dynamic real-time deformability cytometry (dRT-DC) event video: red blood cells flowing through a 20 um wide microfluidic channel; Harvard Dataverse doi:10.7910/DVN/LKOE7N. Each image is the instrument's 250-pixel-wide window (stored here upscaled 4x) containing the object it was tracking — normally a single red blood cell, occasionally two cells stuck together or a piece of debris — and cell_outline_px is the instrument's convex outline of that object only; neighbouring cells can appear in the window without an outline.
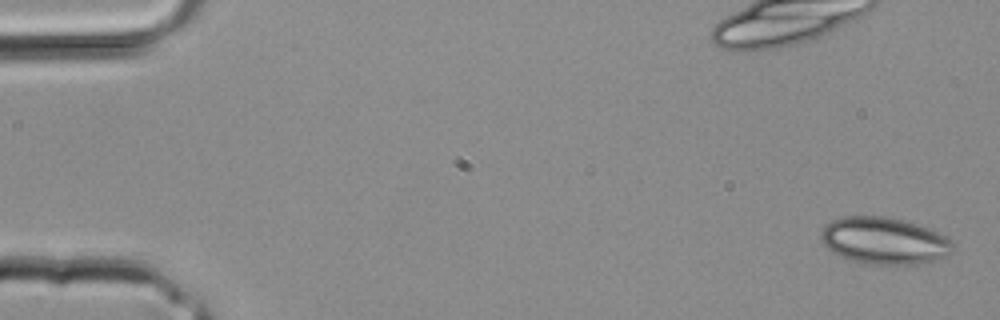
{"species": "common noctule bat (a hibernating species)", "species_latin": "Nyctalus noctula", "temperature_condition": "room temperature", "stored_images_in_passage": 35, "camera_frame_rate_fps": 3000, "um_per_image_px": 0.085, "animal": {"sex": "male", "body_mass_g": 20.4}, "frame": {"image": 1, "passage_image": 1, "time_ms": 0.0, "image_size_px": [1000, 320], "cell_outline_px": [[952, 252], [948, 256], [936, 260], [916, 264], [868, 264], [852, 260], [840, 256], [832, 252], [820, 240], [820, 232], [824, 224], [832, 220], [844, 216], [884, 216], [904, 220], [928, 228], [952, 240]], "centroid_in_image_um": [75.13, 20.46], "position_along_channel_um": 9.9, "area_um2": 36.13}}
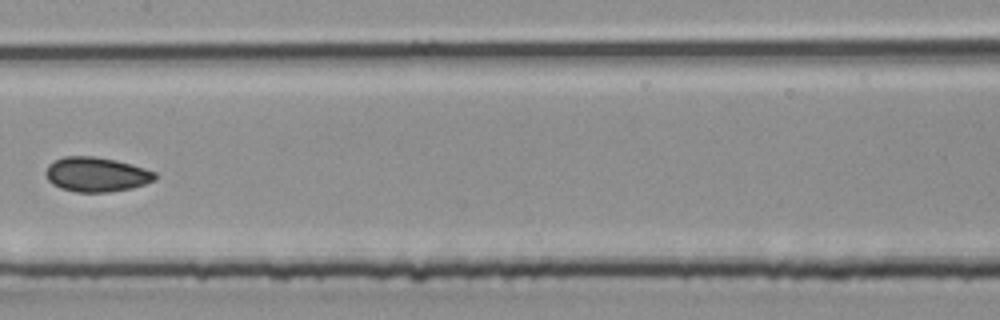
{"frame": {"image": 2, "passage_image": 18, "time_ms": 5.667, "image_size_px": [1000, 320], "cell_outline_px": [[156, 180], [132, 188], [108, 192], [76, 192], [60, 188], [52, 184], [48, 180], [44, 172], [48, 164], [64, 156], [92, 156], [116, 160], [144, 168], [156, 172]], "centroid_in_image_um": [8.17, 14.83], "position_along_channel_um": 199.2, "area_um2": 22.08}}
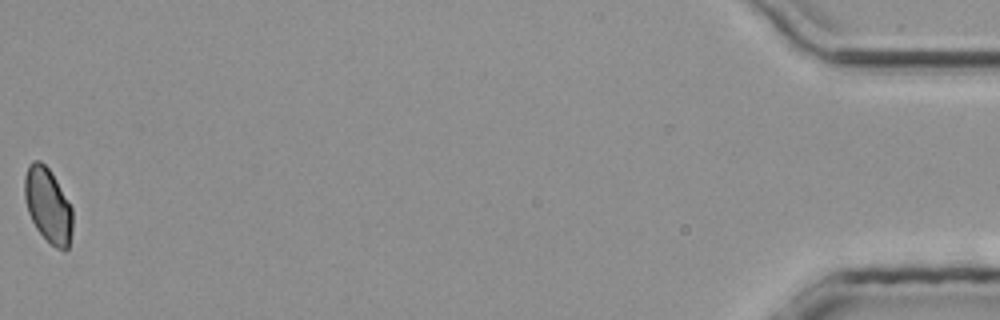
{"frame": {"image": 3, "passage_image": 35, "time_ms": 11.333, "image_size_px": [1000, 320], "cell_outline_px": [[72, 232], [68, 248], [64, 252], [56, 248], [36, 228], [28, 212], [24, 200], [24, 176], [28, 164], [32, 160], [40, 160], [48, 168], [56, 180], [72, 208]], "centroid_in_image_um": [4.06, 17.44], "position_along_channel_um": 431.1, "area_um2": 20.87}}